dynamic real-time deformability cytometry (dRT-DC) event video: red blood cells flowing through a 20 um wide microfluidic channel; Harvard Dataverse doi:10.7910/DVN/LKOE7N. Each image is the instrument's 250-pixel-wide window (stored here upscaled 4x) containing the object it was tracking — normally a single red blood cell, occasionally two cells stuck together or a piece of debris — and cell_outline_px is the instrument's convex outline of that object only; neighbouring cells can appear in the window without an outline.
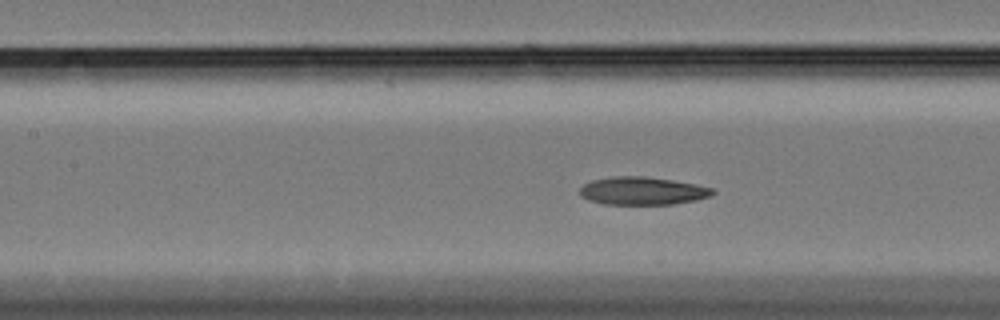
{"species": "Egyptian fruit bat (a non-hibernating species)", "species_latin": "Rousettus aegyptiacus", "temperature_condition": "cold", "stored_images_in_passage": 40, "camera_frame_rate_fps": 3000, "um_per_image_px": 0.085, "animal": {"sex": "female"}, "frame": {"image": 1, "passage_image": 14, "time_ms": 4.333, "image_size_px": [1000, 320], "cell_outline_px": [[716, 192], [708, 196], [696, 200], [672, 204], [604, 204], [588, 200], [580, 196], [580, 188], [584, 184], [592, 180], [612, 176], [644, 176], [672, 180], [696, 184], [712, 188]], "centroid_in_image_um": [54.58, 16.22], "position_along_channel_um": 152.8, "area_um2": 21.56}}
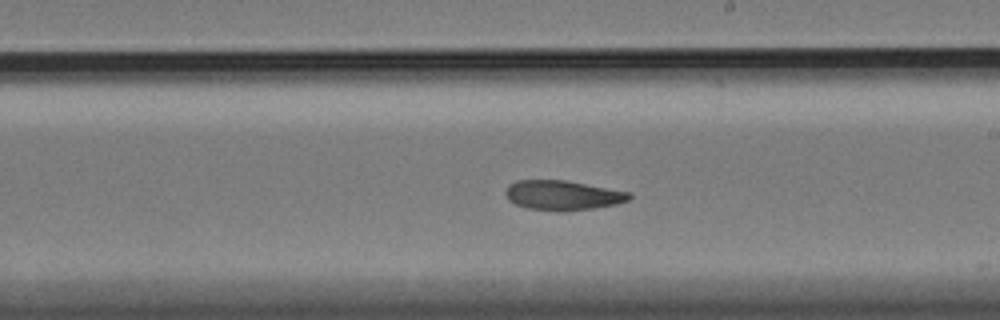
{"frame": {"image": 2, "passage_image": 22, "time_ms": 7.0, "image_size_px": [1000, 320], "cell_outline_px": [[632, 196], [628, 200], [616, 204], [596, 208], [564, 212], [528, 208], [516, 204], [508, 200], [504, 192], [508, 184], [516, 180], [564, 180], [632, 192]], "centroid_in_image_um": [47.83, 16.6], "position_along_channel_um": 241.2, "area_um2": 21.62}}
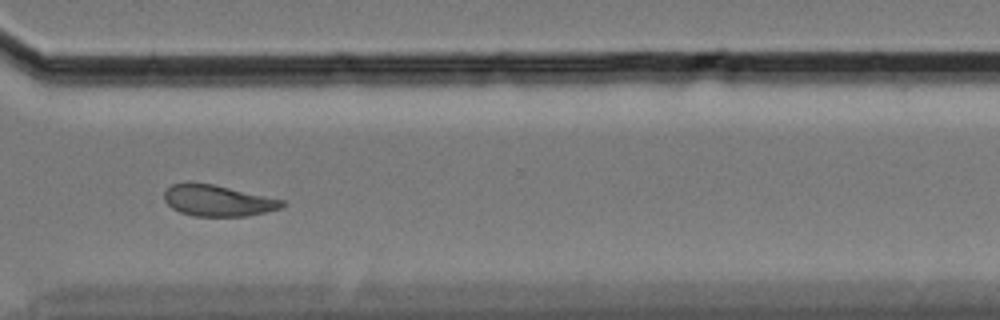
{"frame": {"image": 3, "passage_image": 32, "time_ms": 10.333, "image_size_px": [1000, 320], "cell_outline_px": [[284, 204], [280, 208], [248, 216], [192, 216], [180, 212], [172, 208], [164, 200], [164, 192], [172, 184], [212, 184], [284, 200]], "centroid_in_image_um": [18.5, 17.07], "position_along_channel_um": 352.1, "area_um2": 20.92}, "authors_computed_cell_mechanics": {"area_um2": 21.9062, "velocity_mm_per_s": 3.3244, "shape_relaxation_time_tau1_ms": 8.8547, "shape_relaxation_time_tau2_ms": 4.5684, "deformation_change_tau1": 0.1975, "deformation_change_tau2": 0.1083}}